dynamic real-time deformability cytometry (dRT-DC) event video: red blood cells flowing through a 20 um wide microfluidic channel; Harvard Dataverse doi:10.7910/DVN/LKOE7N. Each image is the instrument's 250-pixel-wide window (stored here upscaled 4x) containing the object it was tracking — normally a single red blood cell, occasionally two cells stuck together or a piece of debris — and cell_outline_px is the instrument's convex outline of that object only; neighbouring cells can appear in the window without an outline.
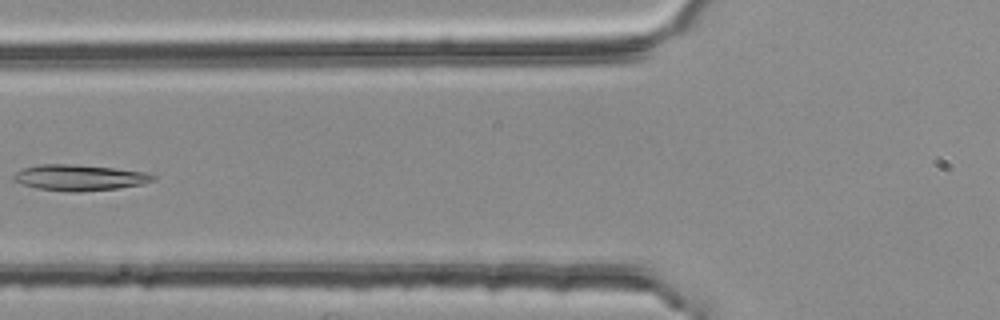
{"species": "common noctule bat (a hibernating species)", "species_latin": "Nyctalus noctula", "temperature_condition": "room temperature", "stored_images_in_passage": 4, "camera_frame_rate_fps": 3000, "um_per_image_px": 0.085, "animal": {"sex": "female", "body_mass_g": 25.1}, "frame": {"image": 1, "passage_image": 4, "time_ms": 1.0, "image_size_px": [1000, 320], "cell_outline_px": [[156, 180], [140, 184], [116, 188], [36, 188], [12, 180], [12, 176], [16, 172], [24, 168], [40, 164], [76, 164], [112, 168], [144, 172], [156, 176]], "centroid_in_image_um": [6.74, 15.03], "position_along_channel_um": 119.1, "area_um2": 19.59}}